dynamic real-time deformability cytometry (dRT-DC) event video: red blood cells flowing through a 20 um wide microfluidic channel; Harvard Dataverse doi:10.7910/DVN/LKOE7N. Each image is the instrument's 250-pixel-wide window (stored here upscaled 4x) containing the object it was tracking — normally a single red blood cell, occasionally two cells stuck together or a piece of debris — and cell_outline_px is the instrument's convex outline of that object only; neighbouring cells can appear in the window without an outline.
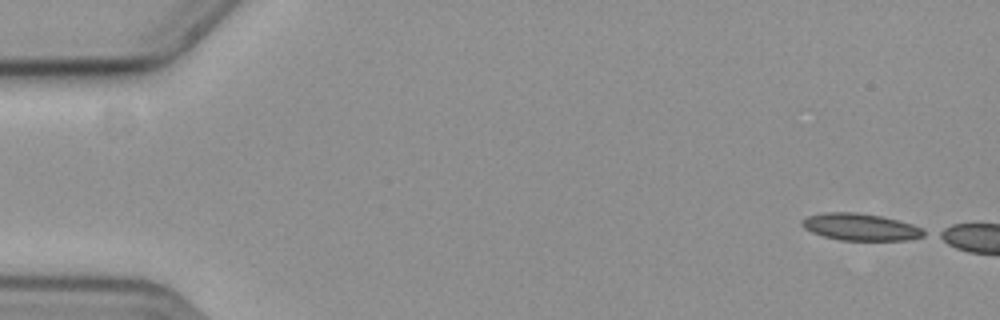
{"species": "common noctule bat (a hibernating species)", "species_latin": "Nyctalus noctula", "temperature_condition": "cold", "stored_images_in_passage": 6, "camera_frame_rate_fps": 3000, "um_per_image_px": 0.085, "animal": {"sex": "female", "body_mass_g": 19.3, "forearm_length_mm": 54.1}, "frame": {"image": 1, "passage_image": 1, "time_ms": 0.0, "image_size_px": [1000, 320], "cell_outline_px": [[928, 232], [924, 236], [908, 240], [840, 240], [824, 236], [812, 232], [804, 228], [800, 224], [800, 220], [808, 216], [824, 212], [856, 212], [880, 216], [912, 224]], "centroid_in_image_um": [73.12, 19.29], "position_along_channel_um": 11.9, "area_um2": 19.13}}